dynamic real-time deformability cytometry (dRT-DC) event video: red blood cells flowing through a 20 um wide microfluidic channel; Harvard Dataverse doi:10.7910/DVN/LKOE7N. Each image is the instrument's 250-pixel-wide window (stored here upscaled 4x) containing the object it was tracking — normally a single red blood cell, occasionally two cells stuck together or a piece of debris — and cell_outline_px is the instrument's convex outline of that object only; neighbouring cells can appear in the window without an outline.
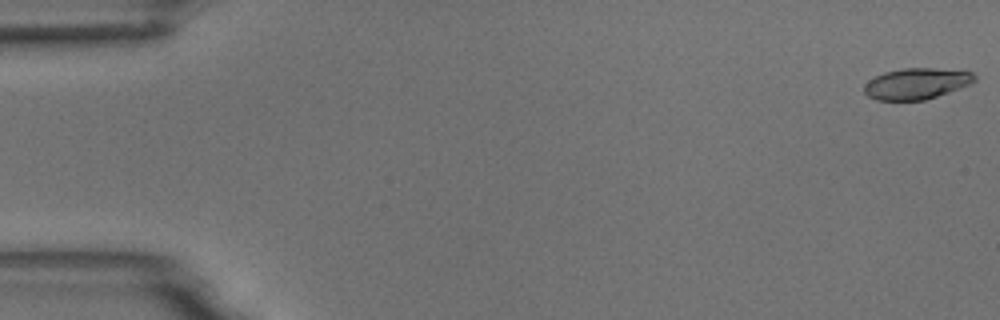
{"species": "common noctule bat (a hibernating species)", "species_latin": "Nyctalus noctula", "temperature_condition": "room temperature", "stored_images_in_passage": 3, "camera_frame_rate_fps": 3000, "um_per_image_px": 0.085, "animal": {"sex": "male", "body_mass_g": 18.8}, "frame": {"image": 1, "passage_image": 1, "time_ms": 0.0, "image_size_px": [1000, 320], "cell_outline_px": [[976, 80], [972, 84], [924, 100], [876, 100], [868, 96], [864, 92], [864, 84], [868, 80], [884, 72], [904, 68], [932, 68], [972, 72], [976, 76]], "centroid_in_image_um": [77.89, 7.11], "position_along_channel_um": 7.1, "area_um2": 19.94}}